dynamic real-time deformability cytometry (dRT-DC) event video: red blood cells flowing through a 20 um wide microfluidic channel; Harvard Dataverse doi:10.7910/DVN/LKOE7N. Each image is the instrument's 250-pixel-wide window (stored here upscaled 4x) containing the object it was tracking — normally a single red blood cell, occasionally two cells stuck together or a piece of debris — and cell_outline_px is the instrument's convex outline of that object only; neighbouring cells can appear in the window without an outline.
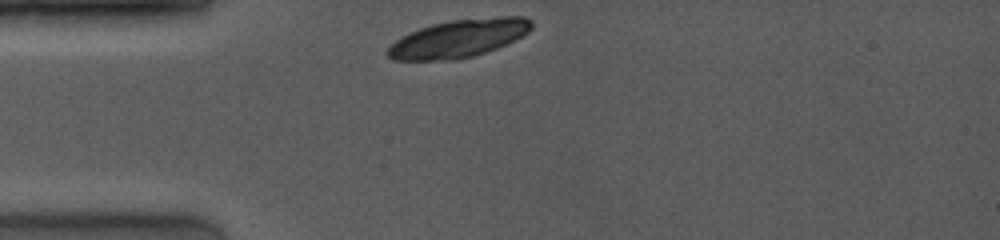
{"species": "common noctule bat (a hibernating species)", "species_latin": "Nyctalus noctula", "temperature_condition": "room temperature", "stored_images_in_passage": 1, "camera_frame_rate_fps": 4000, "um_per_image_px": 0.085, "animal": {"sex": "female", "body_mass_g": 19.0, "forearm_length_mm": 53.3}, "frame": {"image": 1, "passage_image": 1, "time_ms": 0.0, "image_size_px": [1000, 240], "cell_outline_px": [[532, 28], [528, 32], [496, 48], [472, 56], [456, 60], [392, 60], [384, 52], [396, 40], [408, 32], [432, 24], [448, 20], [500, 16], [524, 16], [532, 20]], "centroid_in_image_um": [38.96, 3.25], "position_along_channel_um": 46.0, "area_um2": 31.73}}